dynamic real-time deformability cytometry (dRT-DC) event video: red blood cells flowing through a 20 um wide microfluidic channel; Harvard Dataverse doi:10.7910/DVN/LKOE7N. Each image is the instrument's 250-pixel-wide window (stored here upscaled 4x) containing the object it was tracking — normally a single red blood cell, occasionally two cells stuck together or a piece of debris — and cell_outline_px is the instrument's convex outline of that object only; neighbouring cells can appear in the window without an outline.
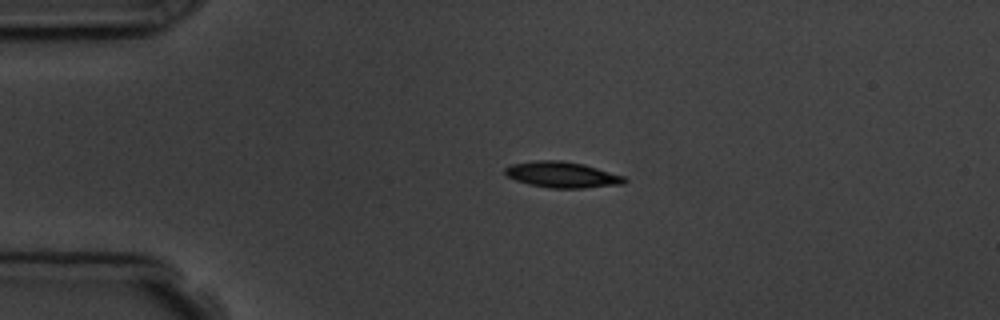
{"species": "common noctule bat (a hibernating species)", "species_latin": "Nyctalus noctula", "temperature_condition": "room temperature", "stored_images_in_passage": 4, "camera_frame_rate_fps": 3000, "um_per_image_px": 0.085, "animal": {"sex": "male", "body_mass_g": 19.5, "forearm_length_mm": 54.6}, "frame": {"image": 1, "passage_image": 3, "time_ms": 2.333, "image_size_px": [1000, 320], "cell_outline_px": [[628, 180], [624, 184], [584, 188], [552, 188], [528, 184], [516, 180], [508, 176], [504, 172], [504, 168], [512, 164], [536, 160], [560, 160], [584, 164], [624, 176]], "centroid_in_image_um": [47.8, 14.85], "position_along_channel_um": 37.2, "area_um2": 18.03}}